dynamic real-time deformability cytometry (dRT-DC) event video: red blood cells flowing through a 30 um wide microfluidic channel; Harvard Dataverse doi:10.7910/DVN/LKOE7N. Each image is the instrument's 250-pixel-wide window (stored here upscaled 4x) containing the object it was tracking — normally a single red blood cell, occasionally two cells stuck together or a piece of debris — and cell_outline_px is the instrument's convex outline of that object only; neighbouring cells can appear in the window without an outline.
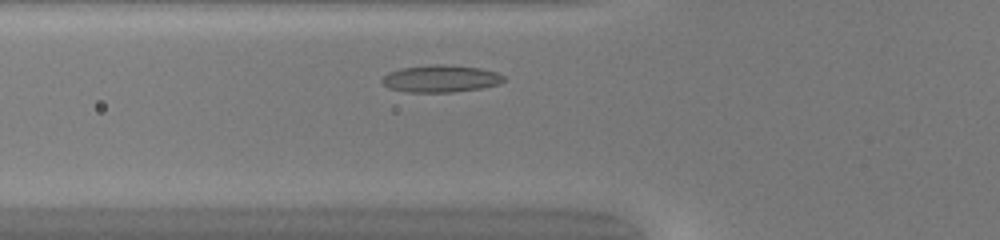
{"species": "common noctule bat (a hibernating species)", "species_latin": "Nyctalus noctula", "temperature_condition": "warm", "stored_images_in_passage": 30, "camera_frame_rate_fps": 3000, "um_per_image_px": 0.085, "animal": {"sex": "female", "body_mass_g": 20.0, "forearm_length_mm": 54.0}, "frame": {"image": 1, "passage_image": 5, "time_ms": 1.333, "image_size_px": [1000, 240], "cell_outline_px": [[504, 80], [500, 84], [480, 88], [452, 92], [408, 92], [388, 88], [380, 80], [388, 72], [400, 68], [432, 64], [448, 64], [480, 68], [496, 72], [504, 76]], "centroid_in_image_um": [37.44, 6.67], "position_along_channel_um": 88.4, "area_um2": 19.36}}
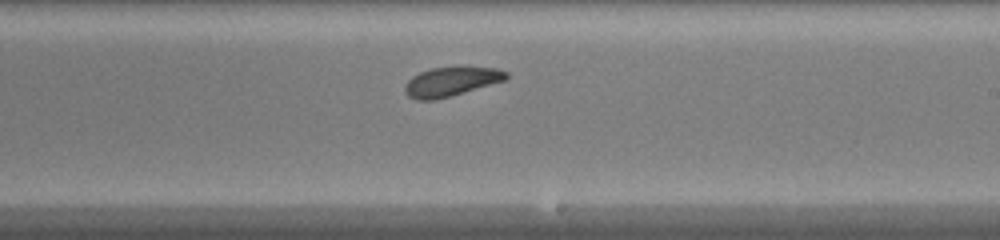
{"frame": {"image": 2, "passage_image": 17, "time_ms": 5.333, "image_size_px": [1000, 240], "cell_outline_px": [[508, 80], [448, 96], [432, 100], [416, 100], [408, 96], [404, 92], [404, 84], [412, 76], [420, 72], [432, 68], [496, 68], [508, 72]], "centroid_in_image_um": [38.32, 6.95], "position_along_channel_um": 250.7, "area_um2": 16.94}}
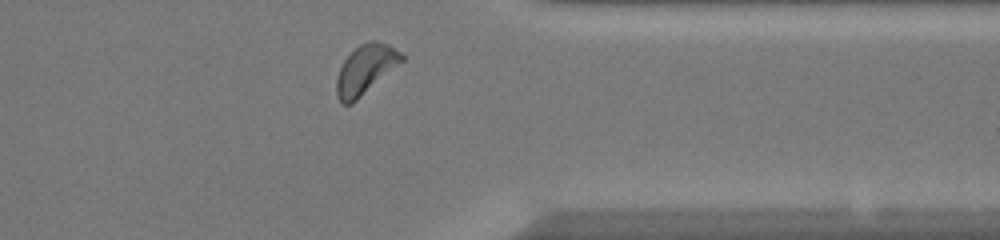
{"frame": {"image": 3, "passage_image": 27, "time_ms": 8.667, "image_size_px": [1000, 240], "cell_outline_px": [[404, 60], [352, 104], [344, 104], [336, 96], [336, 76], [344, 60], [360, 44], [368, 40], [376, 40], [388, 44], [400, 52], [404, 56]], "centroid_in_image_um": [31.06, 5.9], "position_along_channel_um": 380.3, "area_um2": 18.55}, "authors_computed_cell_mechanics": {"area_um2": 17.9758, "velocity_mm_per_s": 4.0636, "shape_relaxation_time_tau1_ms": 1.3731, "shape_relaxation_time_tau2_ms": 3.7715, "deformation_change_tau1": 0.0996, "deformation_change_tau2": 0.1119}}